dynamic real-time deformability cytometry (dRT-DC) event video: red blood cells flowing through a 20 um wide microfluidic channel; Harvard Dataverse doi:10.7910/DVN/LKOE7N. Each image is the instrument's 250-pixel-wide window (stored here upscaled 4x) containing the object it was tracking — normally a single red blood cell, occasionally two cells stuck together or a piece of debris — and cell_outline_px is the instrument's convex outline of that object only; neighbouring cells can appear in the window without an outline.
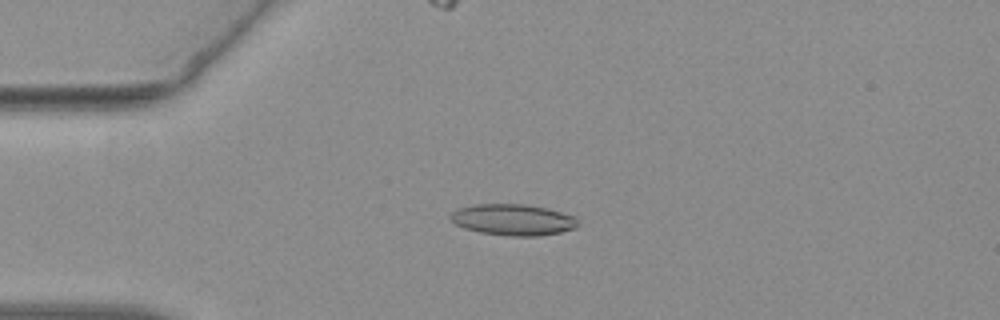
{"species": "common noctule bat (a hibernating species)", "species_latin": "Nyctalus noctula", "temperature_condition": "warm", "stored_images_in_passage": 56, "camera_frame_rate_fps": 3000, "um_per_image_px": 0.085, "animal": {"sex": "female", "body_mass_g": 19.3, "forearm_length_mm": 54.1}, "frame": {"image": 1, "passage_image": 14, "time_ms": 4.333, "image_size_px": [1000, 320], "cell_outline_px": [[580, 224], [576, 228], [560, 232], [540, 236], [508, 236], [480, 232], [464, 228], [456, 224], [448, 216], [456, 208], [476, 204], [524, 204], [548, 208], [576, 216]], "centroid_in_image_um": [43.63, 18.67], "position_along_channel_um": 41.4, "area_um2": 23.47}}
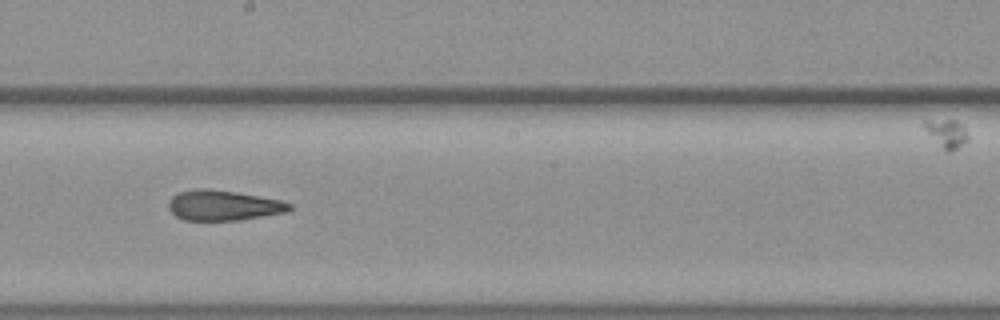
{"frame": {"image": 2, "passage_image": 31, "time_ms": 10.0, "image_size_px": [1000, 320], "cell_outline_px": [[292, 208], [288, 212], [236, 220], [184, 220], [176, 216], [168, 208], [168, 200], [172, 196], [180, 192], [196, 188], [208, 188], [236, 192], [280, 200], [292, 204]], "centroid_in_image_um": [18.97, 17.45], "position_along_channel_um": 229.2, "area_um2": 21.27}}
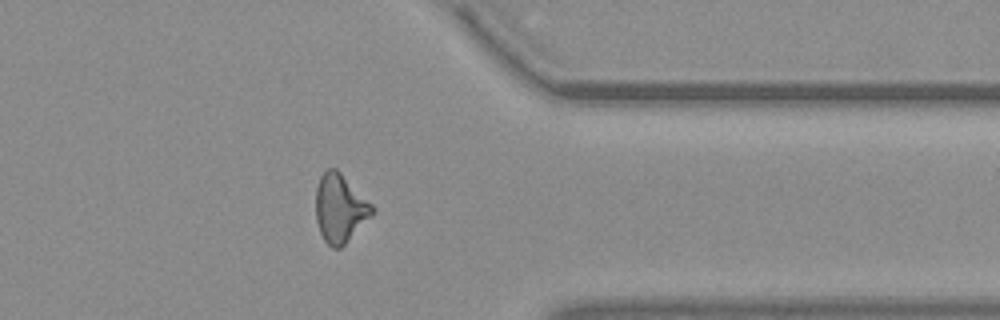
{"frame": {"image": 3, "passage_image": 44, "time_ms": 14.333, "image_size_px": [1000, 320], "cell_outline_px": [[376, 212], [340, 248], [332, 248], [324, 240], [320, 232], [316, 220], [316, 188], [320, 176], [328, 168], [336, 168], [376, 208]], "centroid_in_image_um": [28.9, 17.7], "position_along_channel_um": 382.5, "area_um2": 22.37}, "authors_computed_cell_mechanics": {"area_um2": 22.0796, "velocity_mm_per_s": 3.7938, "shape_relaxation_time_tau1_ms": null, "shape_relaxation_time_tau2_ms": 3.6937, "deformation_change_tau1": null, "deformation_change_tau2": 0.1524}}